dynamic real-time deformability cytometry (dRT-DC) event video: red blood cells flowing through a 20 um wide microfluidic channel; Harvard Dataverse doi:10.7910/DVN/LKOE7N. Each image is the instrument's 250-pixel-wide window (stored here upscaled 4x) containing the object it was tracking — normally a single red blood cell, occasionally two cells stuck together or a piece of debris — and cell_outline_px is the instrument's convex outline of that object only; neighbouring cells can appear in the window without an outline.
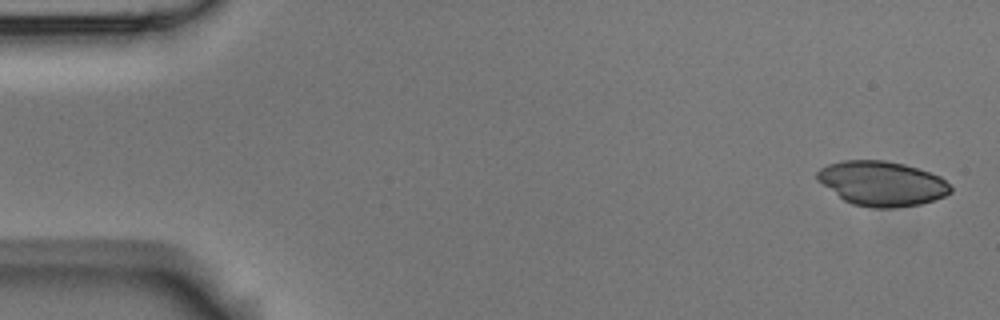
{"species": "Egyptian fruit bat (a non-hibernating species)", "species_latin": "Rousettus aegyptiacus", "temperature_condition": "room temperature", "stored_images_in_passage": 5, "camera_frame_rate_fps": 3000, "um_per_image_px": 0.085, "animal": {"sex": "male"}, "frame": {"image": 1, "passage_image": 1, "time_ms": 0.0, "image_size_px": [1000, 320], "cell_outline_px": [[952, 192], [944, 196], [920, 204], [896, 208], [876, 208], [852, 204], [844, 200], [816, 180], [816, 172], [820, 168], [828, 164], [844, 160], [884, 160], [904, 164], [940, 176], [952, 188]], "centroid_in_image_um": [74.93, 15.59], "position_along_channel_um": 10.1, "area_um2": 34.62}}